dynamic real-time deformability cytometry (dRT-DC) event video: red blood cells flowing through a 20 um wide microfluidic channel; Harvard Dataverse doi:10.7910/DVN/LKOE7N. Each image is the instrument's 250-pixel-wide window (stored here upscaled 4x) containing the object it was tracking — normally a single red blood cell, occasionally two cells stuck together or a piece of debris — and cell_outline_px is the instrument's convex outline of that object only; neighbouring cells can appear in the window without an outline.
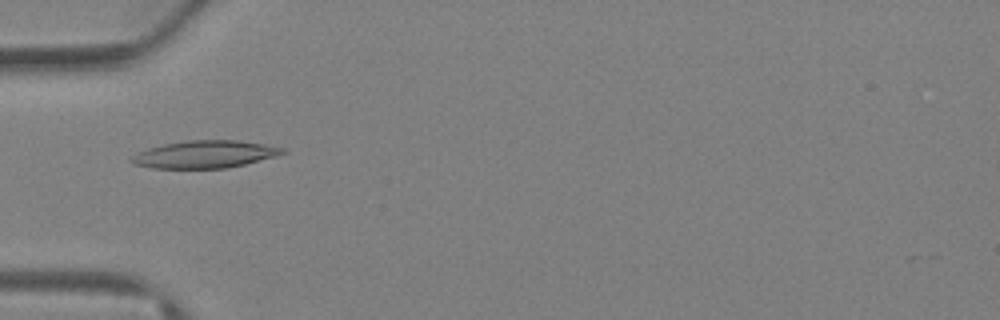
{"species": "Egyptian fruit bat (a non-hibernating species)", "species_latin": "Rousettus aegyptiacus", "temperature_condition": "warm", "stored_images_in_passage": 38, "camera_frame_rate_fps": 3000, "um_per_image_px": 0.085, "animal": {"sex": "female"}, "frame": {"image": 1, "passage_image": 12, "time_ms": 3.667, "image_size_px": [1000, 320], "cell_outline_px": [[288, 152], [276, 156], [228, 168], [152, 168], [132, 164], [128, 160], [136, 152], [148, 148], [164, 144], [188, 140], [236, 140], [264, 144], [288, 148]], "centroid_in_image_um": [17.41, 13.11], "position_along_channel_um": 67.6, "area_um2": 24.33}}
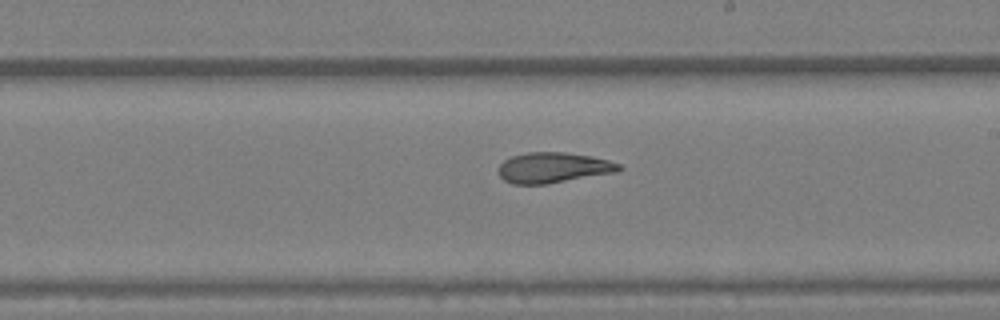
{"frame": {"image": 2, "passage_image": 22, "time_ms": 7.0, "image_size_px": [1000, 320], "cell_outline_px": [[624, 168], [620, 172], [548, 184], [512, 184], [504, 180], [496, 172], [496, 168], [504, 160], [512, 156], [528, 152], [564, 152], [592, 156], [608, 160], [620, 164]], "centroid_in_image_um": [47.04, 14.26], "position_along_channel_um": 242.0, "area_um2": 21.85}}
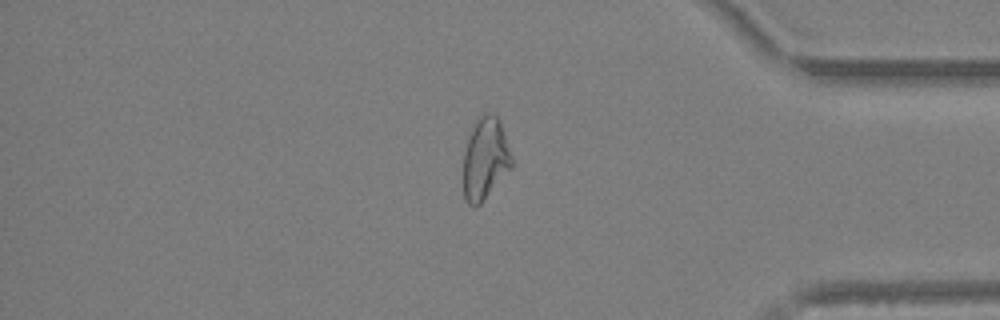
{"frame": {"image": 3, "passage_image": 32, "time_ms": 10.333, "image_size_px": [1000, 320], "cell_outline_px": [[512, 168], [480, 204], [476, 208], [468, 204], [464, 196], [464, 152], [468, 136], [472, 124], [484, 112], [492, 112], [500, 120], [512, 156]], "centroid_in_image_um": [41.24, 13.47], "position_along_channel_um": 394.0, "area_um2": 23.35}}